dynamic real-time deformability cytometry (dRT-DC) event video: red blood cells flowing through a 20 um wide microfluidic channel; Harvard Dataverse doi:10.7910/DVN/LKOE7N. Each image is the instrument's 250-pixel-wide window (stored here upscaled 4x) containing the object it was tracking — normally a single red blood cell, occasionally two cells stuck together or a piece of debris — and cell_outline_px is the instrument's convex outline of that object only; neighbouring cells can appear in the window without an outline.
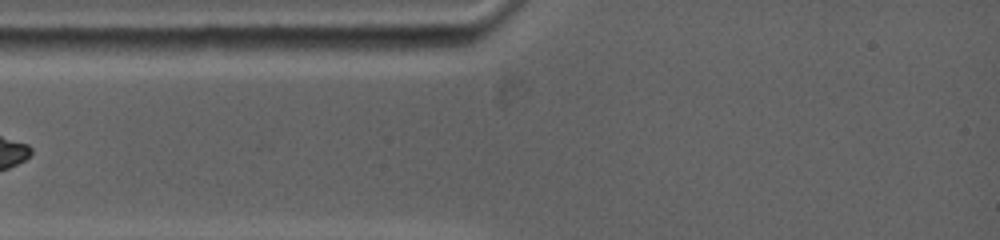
{"species": "common noctule bat (a hibernating species)", "species_latin": "Nyctalus noctula", "temperature_condition": "warm", "stored_images_in_passage": 1, "camera_frame_rate_fps": 5000, "um_per_image_px": 0.085, "animal": {"sex": "female", "body_mass_g": 19.0, "forearm_length_mm": 53.3}, "frame": {"image": 1, "passage_image": 1, "time_ms": 0.0, "image_size_px": [1000, 240], "cell_outline_px": [[212, 156], [196, 164], [160, 180], [140, 172], [120, 148], [120, 128], [128, 128], [164, 132], [180, 136], [208, 144], [212, 148]], "centroid_in_image_um": [13.74, 12.9], "position_along_channel_um": 71.3, "area_um2": 22.54}}